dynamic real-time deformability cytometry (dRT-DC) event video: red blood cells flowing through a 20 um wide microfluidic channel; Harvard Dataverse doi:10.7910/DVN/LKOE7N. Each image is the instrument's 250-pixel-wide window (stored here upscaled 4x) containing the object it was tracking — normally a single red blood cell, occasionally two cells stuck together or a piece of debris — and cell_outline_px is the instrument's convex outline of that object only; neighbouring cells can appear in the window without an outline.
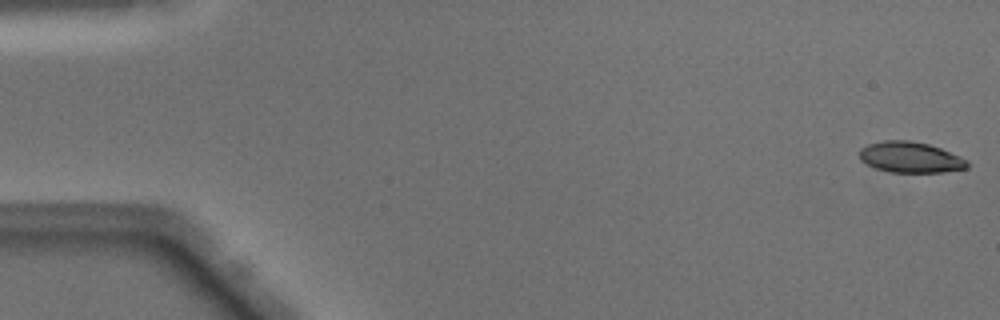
{"species": "Egyptian fruit bat (a non-hibernating species)", "species_latin": "Rousettus aegyptiacus", "temperature_condition": "warm", "stored_images_in_passage": 49, "camera_frame_rate_fps": 3000, "um_per_image_px": 0.085, "animal": {"sex": "male"}, "frame": {"image": 1, "passage_image": 1, "time_ms": 0.0, "image_size_px": [1000, 320], "cell_outline_px": [[968, 168], [944, 172], [888, 172], [876, 168], [860, 160], [860, 148], [868, 144], [884, 140], [908, 140], [928, 144], [940, 148], [960, 156], [968, 160]], "centroid_in_image_um": [77.39, 13.37], "position_along_channel_um": 7.6, "area_um2": 19.36}}
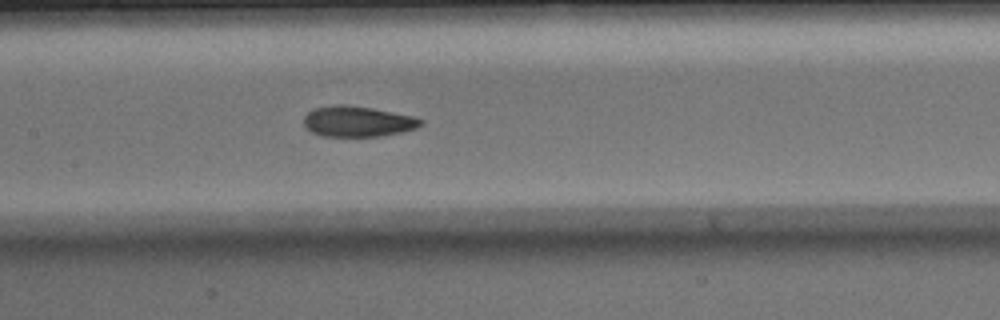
{"frame": {"image": 2, "passage_image": 24, "time_ms": 7.667, "image_size_px": [1000, 320], "cell_outline_px": [[424, 124], [416, 128], [400, 132], [380, 136], [324, 136], [312, 132], [304, 124], [304, 116], [308, 112], [316, 108], [336, 104], [344, 104], [372, 108], [412, 116], [424, 120]], "centroid_in_image_um": [30.41, 10.32], "position_along_channel_um": 177.0, "area_um2": 20.69}}
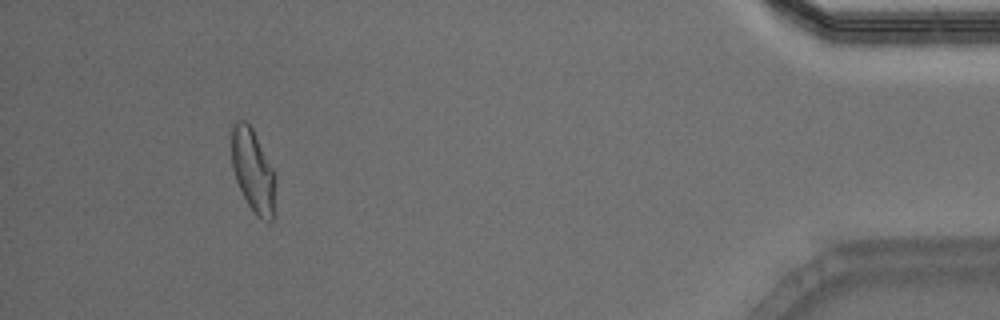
{"frame": {"image": 3, "passage_image": 46, "time_ms": 15.0, "image_size_px": [1000, 320], "cell_outline_px": [[276, 176], [272, 220], [264, 220], [256, 216], [248, 204], [236, 180], [232, 168], [232, 124], [236, 120], [248, 120], [276, 172]], "centroid_in_image_um": [21.51, 14.45], "position_along_channel_um": 413.7, "area_um2": 21.39}, "authors_computed_cell_mechanics": {"area_um2": 20.9814, "velocity_mm_per_s": 4.0791, "shape_relaxation_time_tau1_ms": 5.0108, "shape_relaxation_time_tau2_ms": 2.193, "deformation_change_tau1": 0.1694, "deformation_change_tau2": 0.0836}}